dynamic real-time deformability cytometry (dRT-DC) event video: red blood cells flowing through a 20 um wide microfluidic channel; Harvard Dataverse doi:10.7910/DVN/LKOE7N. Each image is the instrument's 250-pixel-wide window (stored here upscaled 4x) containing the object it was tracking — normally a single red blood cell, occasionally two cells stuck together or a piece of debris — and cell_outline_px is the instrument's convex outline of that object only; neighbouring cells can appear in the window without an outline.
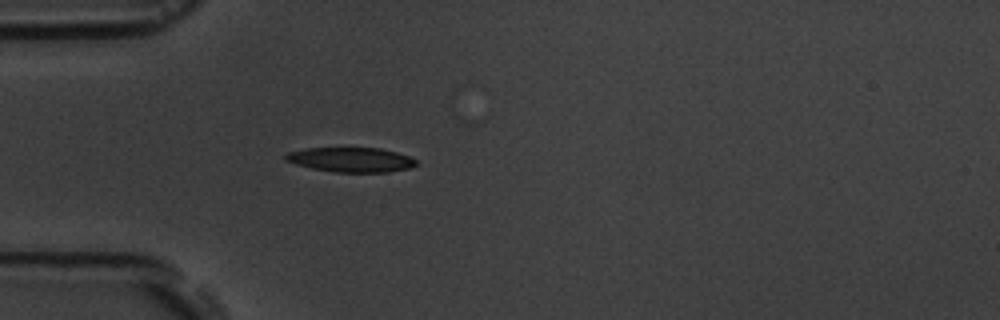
{"species": "common noctule bat (a hibernating species)", "species_latin": "Nyctalus noctula", "temperature_condition": "room temperature", "stored_images_in_passage": 4, "camera_frame_rate_fps": 3000, "um_per_image_px": 0.085, "animal": {"sex": "male", "body_mass_g": 19.5, "forearm_length_mm": 54.6}, "frame": {"image": 1, "passage_image": 4, "time_ms": 3.333, "image_size_px": [1000, 320], "cell_outline_px": [[416, 164], [408, 168], [388, 172], [336, 172], [312, 168], [296, 164], [284, 160], [284, 156], [288, 152], [304, 148], [380, 148], [396, 152], [408, 156], [416, 160]], "centroid_in_image_um": [29.8, 13.57], "position_along_channel_um": 55.2, "area_um2": 18.61}}